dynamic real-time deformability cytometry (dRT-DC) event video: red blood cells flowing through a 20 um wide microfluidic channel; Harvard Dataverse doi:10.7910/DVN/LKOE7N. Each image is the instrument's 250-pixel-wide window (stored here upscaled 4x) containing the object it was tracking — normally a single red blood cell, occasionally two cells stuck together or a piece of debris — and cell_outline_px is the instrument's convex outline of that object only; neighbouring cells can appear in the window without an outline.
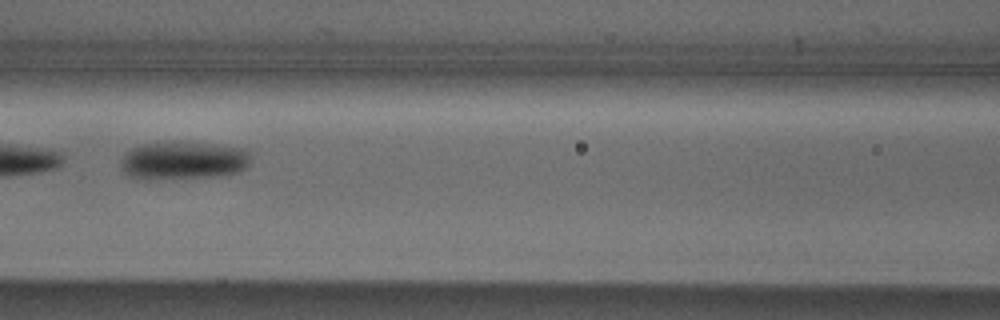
{"species": "Egyptian fruit bat (a non-hibernating species)", "species_latin": "Rousettus aegyptiacus", "temperature_condition": "cold", "stored_images_in_passage": 4, "camera_frame_rate_fps": 3000, "um_per_image_px": 0.085, "animal": {"sex": "male"}, "frame": {"image": 1, "passage_image": 3, "time_ms": 2.333, "image_size_px": [1000, 320], "cell_outline_px": [[252, 152], [248, 164], [240, 172], [224, 176], [152, 180], [144, 180], [128, 176], [124, 172], [120, 164], [120, 160], [124, 152], [140, 144], [212, 144], [244, 148]], "centroid_in_image_um": [15.58, 13.69], "position_along_channel_um": 151.0, "area_um2": 28.9}}
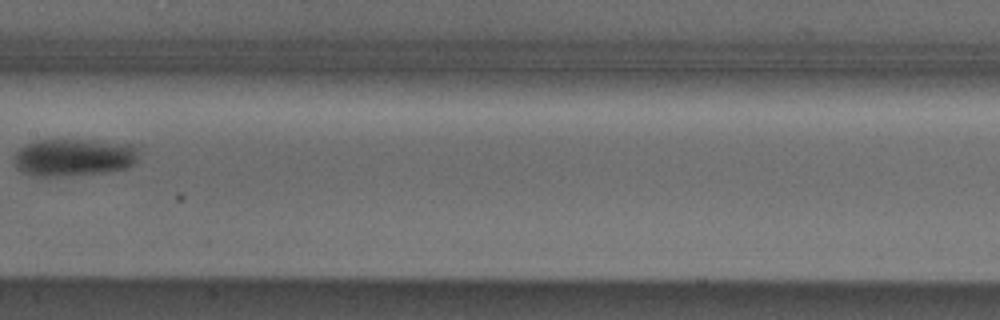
{"frame": {"image": 2, "passage_image": 4, "time_ms": 3.667, "image_size_px": [1000, 320], "cell_outline_px": [[140, 144], [136, 160], [128, 168], [104, 172], [64, 176], [36, 176], [24, 172], [16, 168], [16, 152], [20, 148], [36, 140], [88, 140]], "centroid_in_image_um": [6.35, 13.36], "position_along_channel_um": 201.1, "area_um2": 27.22}}